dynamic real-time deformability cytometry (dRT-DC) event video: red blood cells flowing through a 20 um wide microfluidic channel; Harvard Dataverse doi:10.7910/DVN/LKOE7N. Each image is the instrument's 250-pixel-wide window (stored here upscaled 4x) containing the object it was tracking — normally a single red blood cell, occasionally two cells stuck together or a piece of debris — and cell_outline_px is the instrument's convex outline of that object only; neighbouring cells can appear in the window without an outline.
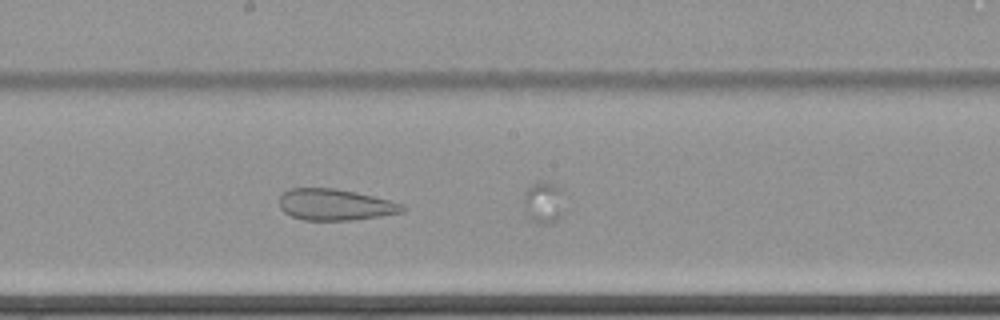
{"species": "common noctule bat (a hibernating species)", "species_latin": "Nyctalus noctula", "temperature_condition": "cold", "stored_images_in_passage": 22, "camera_frame_rate_fps": 3000, "um_per_image_px": 0.085, "animal": {"sex": "female", "body_mass_g": 22.7, "forearm_length_mm": 54.2}, "frame": {"image": 1, "passage_image": 16, "time_ms": 5.0, "image_size_px": [1000, 320], "cell_outline_px": [[408, 208], [404, 212], [380, 216], [352, 220], [304, 220], [292, 216], [284, 212], [280, 208], [280, 196], [288, 188], [336, 188], [356, 192], [404, 204]], "centroid_in_image_um": [28.5, 17.39], "position_along_channel_um": 219.7, "area_um2": 22.54}}